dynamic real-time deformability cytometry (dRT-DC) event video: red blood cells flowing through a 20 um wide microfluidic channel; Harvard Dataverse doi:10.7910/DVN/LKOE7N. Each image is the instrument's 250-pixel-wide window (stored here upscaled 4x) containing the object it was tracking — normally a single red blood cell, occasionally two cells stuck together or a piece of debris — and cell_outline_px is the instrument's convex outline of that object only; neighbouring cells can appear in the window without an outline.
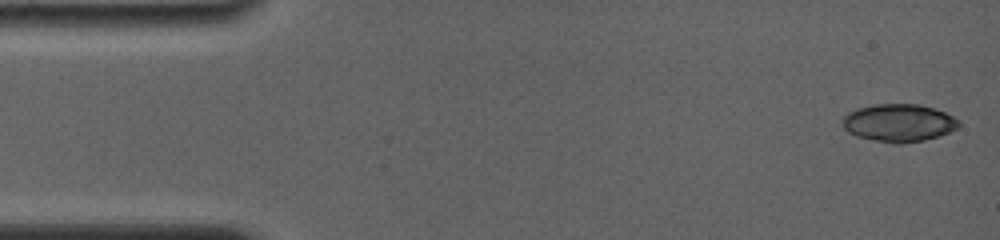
{"species": "common noctule bat (a hibernating species)", "species_latin": "Nyctalus noctula", "temperature_condition": "room temperature", "stored_images_in_passage": 8, "camera_frame_rate_fps": 4000, "um_per_image_px": 0.085, "animal": {"sex": "female", "body_mass_g": 19.0, "forearm_length_mm": 56.7}, "frame": {"image": 1, "passage_image": 1, "time_ms": 0.0, "image_size_px": [1000, 240], "cell_outline_px": [[960, 124], [956, 128], [948, 132], [924, 140], [900, 144], [892, 144], [856, 136], [848, 132], [844, 128], [844, 116], [848, 112], [856, 108], [876, 104], [920, 104], [944, 112], [960, 120]], "centroid_in_image_um": [76.38, 10.44], "position_along_channel_um": 8.6, "area_um2": 25.43}}
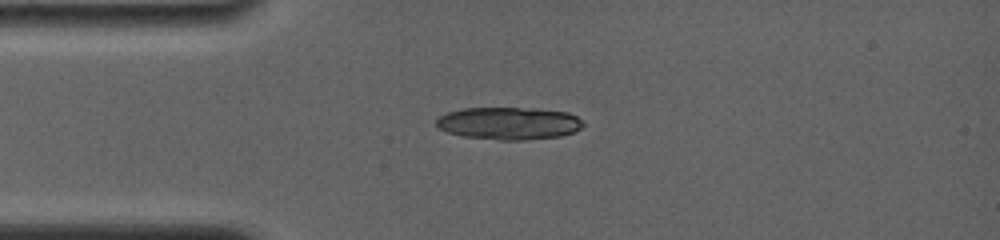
{"frame": {"image": 2, "passage_image": 7, "time_ms": 3.5, "image_size_px": [1000, 240], "cell_outline_px": [[584, 124], [576, 132], [560, 136], [524, 140], [500, 140], [464, 136], [448, 132], [440, 128], [436, 124], [436, 120], [440, 116], [448, 112], [464, 108], [536, 108], [568, 112], [576, 116]], "centroid_in_image_um": [43.28, 10.48], "position_along_channel_um": 41.7, "area_um2": 27.74}}